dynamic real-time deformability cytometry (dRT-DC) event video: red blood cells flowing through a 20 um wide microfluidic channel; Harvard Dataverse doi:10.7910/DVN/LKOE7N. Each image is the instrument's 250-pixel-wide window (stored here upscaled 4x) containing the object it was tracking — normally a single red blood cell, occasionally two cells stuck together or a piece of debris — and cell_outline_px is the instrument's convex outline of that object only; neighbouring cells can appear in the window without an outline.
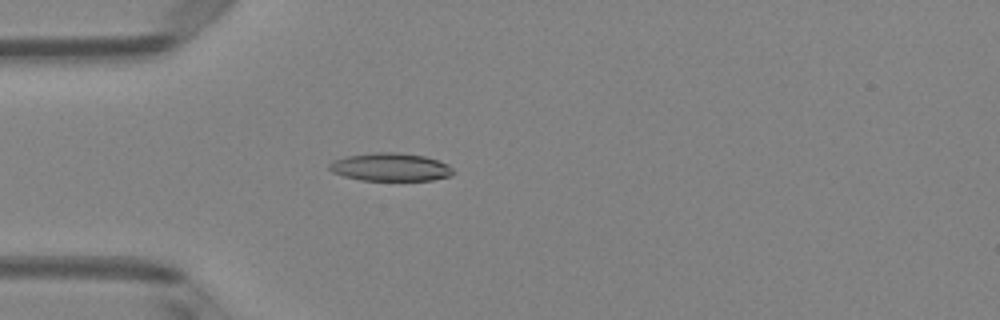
{"species": "Egyptian fruit bat (a non-hibernating species)", "species_latin": "Rousettus aegyptiacus", "temperature_condition": "room temperature", "stored_images_in_passage": 51, "camera_frame_rate_fps": 3000, "um_per_image_px": 0.085, "animal": {"sex": "female"}, "frame": {"image": 1, "passage_image": 15, "time_ms": 4.667, "image_size_px": [1000, 320], "cell_outline_px": [[456, 172], [452, 176], [432, 180], [360, 180], [344, 176], [332, 172], [328, 168], [328, 164], [332, 160], [344, 156], [376, 152], [396, 152], [424, 156], [448, 164]], "centroid_in_image_um": [33.17, 14.2], "position_along_channel_um": 51.8, "area_um2": 20.4}}
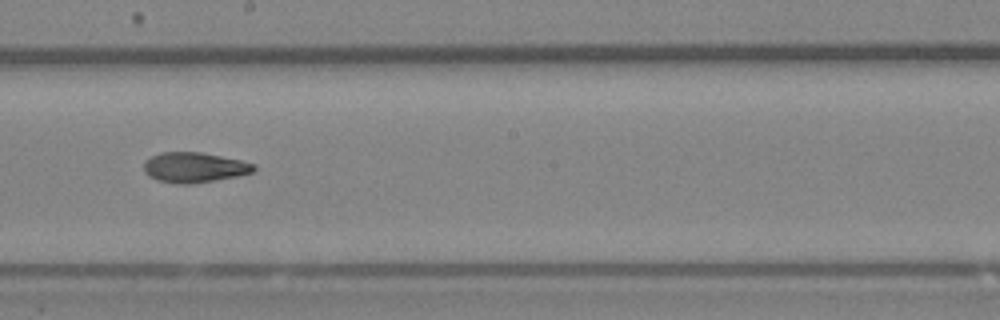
{"frame": {"image": 2, "passage_image": 29, "time_ms": 9.333, "image_size_px": [1000, 320], "cell_outline_px": [[256, 168], [252, 172], [236, 176], [188, 184], [176, 184], [156, 180], [148, 176], [144, 172], [144, 160], [160, 152], [200, 152], [240, 160], [256, 164]], "centroid_in_image_um": [16.46, 14.23], "position_along_channel_um": 231.7, "area_um2": 19.25}}
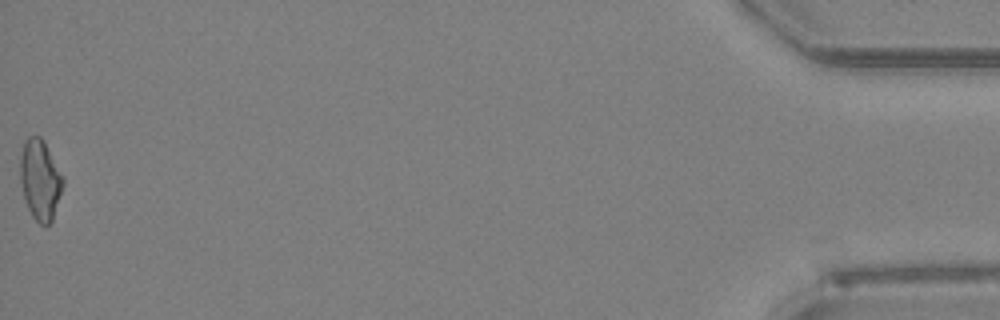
{"frame": {"image": 3, "passage_image": 51, "time_ms": 16.667, "image_size_px": [1000, 320], "cell_outline_px": [[64, 184], [52, 220], [44, 228], [32, 216], [28, 208], [24, 196], [20, 180], [20, 156], [24, 140], [28, 136], [40, 136], [44, 140], [64, 176]], "centroid_in_image_um": [3.42, 15.25], "position_along_channel_um": 431.8, "area_um2": 20.23}, "authors_computed_cell_mechanics": {"area_um2": 19.4208, "velocity_mm_per_s": 4.0606, "shape_relaxation_time_tau1_ms": null, "shape_relaxation_time_tau2_ms": 4.3838, "deformation_change_tau1": null, "deformation_change_tau2": 0.1213}}